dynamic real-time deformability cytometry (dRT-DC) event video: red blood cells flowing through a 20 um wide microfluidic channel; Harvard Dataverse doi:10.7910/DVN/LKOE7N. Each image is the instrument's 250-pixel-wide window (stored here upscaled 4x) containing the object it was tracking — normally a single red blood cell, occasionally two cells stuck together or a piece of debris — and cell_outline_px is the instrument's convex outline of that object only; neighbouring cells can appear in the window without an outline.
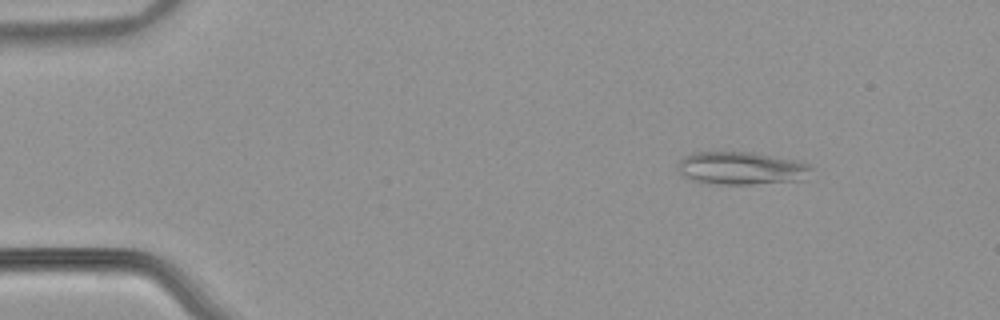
{"species": "common noctule bat (a hibernating species)", "species_latin": "Nyctalus noctula", "temperature_condition": "warm", "stored_images_in_passage": 48, "camera_frame_rate_fps": 3000, "um_per_image_px": 0.085, "animal": {"sex": "male", "body_mass_g": 21.5, "forearm_length_mm": 52.0}, "frame": {"image": 1, "passage_image": 2, "time_ms": 0.333, "image_size_px": [1000, 320], "cell_outline_px": [[812, 168], [804, 180], [752, 184], [716, 184], [692, 180], [676, 172], [676, 168], [680, 160], [684, 156], [696, 152], [756, 152], [792, 160], [808, 164]], "centroid_in_image_um": [62.96, 14.3], "position_along_channel_um": 22.0, "area_um2": 25.55}}
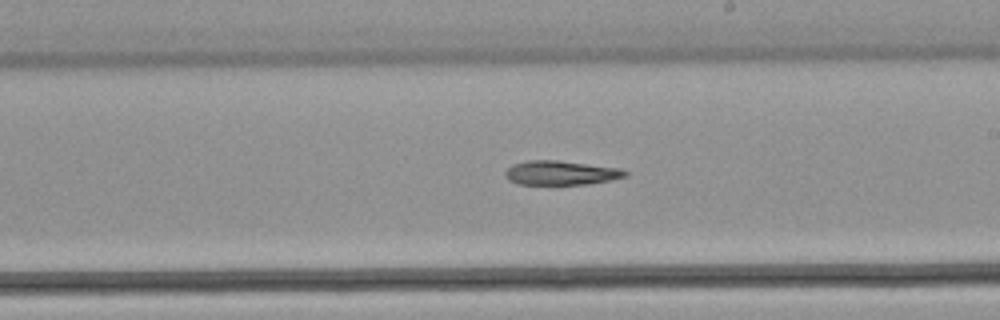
{"frame": {"image": 2, "passage_image": 26, "time_ms": 8.333, "image_size_px": [1000, 320], "cell_outline_px": [[628, 176], [588, 184], [516, 184], [508, 180], [504, 176], [504, 172], [512, 164], [528, 160], [556, 160], [620, 168], [628, 172]], "centroid_in_image_um": [47.63, 14.69], "position_along_channel_um": 241.4, "area_um2": 16.94}}
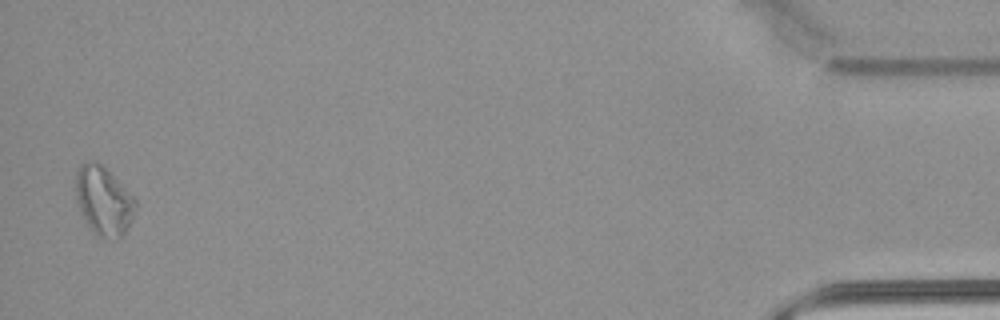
{"frame": {"image": 3, "passage_image": 47, "time_ms": 15.333, "image_size_px": [1000, 320], "cell_outline_px": [[136, 208], [128, 228], [124, 236], [120, 240], [116, 240], [96, 236], [80, 212], [76, 200], [76, 172], [80, 164], [84, 160], [100, 164], [136, 200]], "centroid_in_image_um": [8.8, 17.12], "position_along_channel_um": 426.4, "area_um2": 23.76}}